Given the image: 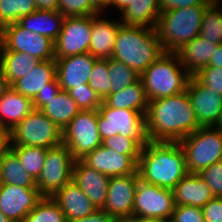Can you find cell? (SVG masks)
<instances>
[{"instance_id": "cell-1", "label": "cell", "mask_w": 222, "mask_h": 222, "mask_svg": "<svg viewBox=\"0 0 222 222\" xmlns=\"http://www.w3.org/2000/svg\"><path fill=\"white\" fill-rule=\"evenodd\" d=\"M147 140L180 142L201 126L187 91L151 100L145 114Z\"/></svg>"}, {"instance_id": "cell-2", "label": "cell", "mask_w": 222, "mask_h": 222, "mask_svg": "<svg viewBox=\"0 0 222 222\" xmlns=\"http://www.w3.org/2000/svg\"><path fill=\"white\" fill-rule=\"evenodd\" d=\"M137 171L143 181L173 190L188 173L184 150L179 142L148 140L141 149Z\"/></svg>"}, {"instance_id": "cell-3", "label": "cell", "mask_w": 222, "mask_h": 222, "mask_svg": "<svg viewBox=\"0 0 222 222\" xmlns=\"http://www.w3.org/2000/svg\"><path fill=\"white\" fill-rule=\"evenodd\" d=\"M163 52L156 28L121 25L112 58L141 75Z\"/></svg>"}, {"instance_id": "cell-4", "label": "cell", "mask_w": 222, "mask_h": 222, "mask_svg": "<svg viewBox=\"0 0 222 222\" xmlns=\"http://www.w3.org/2000/svg\"><path fill=\"white\" fill-rule=\"evenodd\" d=\"M191 74L176 53L163 52L141 75L148 101L186 91Z\"/></svg>"}, {"instance_id": "cell-5", "label": "cell", "mask_w": 222, "mask_h": 222, "mask_svg": "<svg viewBox=\"0 0 222 222\" xmlns=\"http://www.w3.org/2000/svg\"><path fill=\"white\" fill-rule=\"evenodd\" d=\"M207 6L195 5L160 13L156 30L164 52L175 53L200 35L202 15Z\"/></svg>"}, {"instance_id": "cell-6", "label": "cell", "mask_w": 222, "mask_h": 222, "mask_svg": "<svg viewBox=\"0 0 222 222\" xmlns=\"http://www.w3.org/2000/svg\"><path fill=\"white\" fill-rule=\"evenodd\" d=\"M179 144L185 153L188 173L199 174L221 160L222 133L213 126L200 127L182 139Z\"/></svg>"}, {"instance_id": "cell-7", "label": "cell", "mask_w": 222, "mask_h": 222, "mask_svg": "<svg viewBox=\"0 0 222 222\" xmlns=\"http://www.w3.org/2000/svg\"><path fill=\"white\" fill-rule=\"evenodd\" d=\"M61 144L62 130L38 109H33L11 131V146L49 149Z\"/></svg>"}, {"instance_id": "cell-8", "label": "cell", "mask_w": 222, "mask_h": 222, "mask_svg": "<svg viewBox=\"0 0 222 222\" xmlns=\"http://www.w3.org/2000/svg\"><path fill=\"white\" fill-rule=\"evenodd\" d=\"M145 114L130 109H117L104 103L98 109L97 127L101 140L116 134L133 137L142 147L147 143Z\"/></svg>"}, {"instance_id": "cell-9", "label": "cell", "mask_w": 222, "mask_h": 222, "mask_svg": "<svg viewBox=\"0 0 222 222\" xmlns=\"http://www.w3.org/2000/svg\"><path fill=\"white\" fill-rule=\"evenodd\" d=\"M174 193L138 179L134 215L147 222H169L174 211Z\"/></svg>"}, {"instance_id": "cell-10", "label": "cell", "mask_w": 222, "mask_h": 222, "mask_svg": "<svg viewBox=\"0 0 222 222\" xmlns=\"http://www.w3.org/2000/svg\"><path fill=\"white\" fill-rule=\"evenodd\" d=\"M97 123L98 110H84L62 130V144L67 146L75 160L102 145Z\"/></svg>"}, {"instance_id": "cell-11", "label": "cell", "mask_w": 222, "mask_h": 222, "mask_svg": "<svg viewBox=\"0 0 222 222\" xmlns=\"http://www.w3.org/2000/svg\"><path fill=\"white\" fill-rule=\"evenodd\" d=\"M75 159L66 145L47 149L44 166L36 187L43 197H52L58 190L72 180V167Z\"/></svg>"}, {"instance_id": "cell-12", "label": "cell", "mask_w": 222, "mask_h": 222, "mask_svg": "<svg viewBox=\"0 0 222 222\" xmlns=\"http://www.w3.org/2000/svg\"><path fill=\"white\" fill-rule=\"evenodd\" d=\"M0 51H18L40 61L55 59L54 42L20 26L17 22L0 29Z\"/></svg>"}, {"instance_id": "cell-13", "label": "cell", "mask_w": 222, "mask_h": 222, "mask_svg": "<svg viewBox=\"0 0 222 222\" xmlns=\"http://www.w3.org/2000/svg\"><path fill=\"white\" fill-rule=\"evenodd\" d=\"M92 32V15L65 17L57 40L54 42L55 60L88 53Z\"/></svg>"}, {"instance_id": "cell-14", "label": "cell", "mask_w": 222, "mask_h": 222, "mask_svg": "<svg viewBox=\"0 0 222 222\" xmlns=\"http://www.w3.org/2000/svg\"><path fill=\"white\" fill-rule=\"evenodd\" d=\"M43 198L37 187L0 185V212L11 222H24L25 217Z\"/></svg>"}, {"instance_id": "cell-15", "label": "cell", "mask_w": 222, "mask_h": 222, "mask_svg": "<svg viewBox=\"0 0 222 222\" xmlns=\"http://www.w3.org/2000/svg\"><path fill=\"white\" fill-rule=\"evenodd\" d=\"M139 178L138 171L134 174L110 177L102 210L113 219L134 215V195Z\"/></svg>"}, {"instance_id": "cell-16", "label": "cell", "mask_w": 222, "mask_h": 222, "mask_svg": "<svg viewBox=\"0 0 222 222\" xmlns=\"http://www.w3.org/2000/svg\"><path fill=\"white\" fill-rule=\"evenodd\" d=\"M140 155H122L100 145L80 159L85 165L109 178L137 172Z\"/></svg>"}, {"instance_id": "cell-17", "label": "cell", "mask_w": 222, "mask_h": 222, "mask_svg": "<svg viewBox=\"0 0 222 222\" xmlns=\"http://www.w3.org/2000/svg\"><path fill=\"white\" fill-rule=\"evenodd\" d=\"M186 91L199 125L213 126L222 112V95L201 84L193 75L189 79Z\"/></svg>"}, {"instance_id": "cell-18", "label": "cell", "mask_w": 222, "mask_h": 222, "mask_svg": "<svg viewBox=\"0 0 222 222\" xmlns=\"http://www.w3.org/2000/svg\"><path fill=\"white\" fill-rule=\"evenodd\" d=\"M96 60L89 52L57 59L56 78L61 90L68 91L89 84Z\"/></svg>"}, {"instance_id": "cell-19", "label": "cell", "mask_w": 222, "mask_h": 222, "mask_svg": "<svg viewBox=\"0 0 222 222\" xmlns=\"http://www.w3.org/2000/svg\"><path fill=\"white\" fill-rule=\"evenodd\" d=\"M109 180L110 178L104 173L88 167L81 160H75L72 167V181L97 209H102L105 204Z\"/></svg>"}, {"instance_id": "cell-20", "label": "cell", "mask_w": 222, "mask_h": 222, "mask_svg": "<svg viewBox=\"0 0 222 222\" xmlns=\"http://www.w3.org/2000/svg\"><path fill=\"white\" fill-rule=\"evenodd\" d=\"M121 25L120 19L106 18L104 13L92 15L89 53L97 59L112 58L115 40Z\"/></svg>"}, {"instance_id": "cell-21", "label": "cell", "mask_w": 222, "mask_h": 222, "mask_svg": "<svg viewBox=\"0 0 222 222\" xmlns=\"http://www.w3.org/2000/svg\"><path fill=\"white\" fill-rule=\"evenodd\" d=\"M51 198L65 214L67 222L84 218L97 210L87 195L72 180L58 190Z\"/></svg>"}, {"instance_id": "cell-22", "label": "cell", "mask_w": 222, "mask_h": 222, "mask_svg": "<svg viewBox=\"0 0 222 222\" xmlns=\"http://www.w3.org/2000/svg\"><path fill=\"white\" fill-rule=\"evenodd\" d=\"M175 206L203 207L215 196L198 174L187 173L173 189Z\"/></svg>"}, {"instance_id": "cell-23", "label": "cell", "mask_w": 222, "mask_h": 222, "mask_svg": "<svg viewBox=\"0 0 222 222\" xmlns=\"http://www.w3.org/2000/svg\"><path fill=\"white\" fill-rule=\"evenodd\" d=\"M56 77V60L40 61L35 69L15 81L11 87L25 97L33 100L39 91L50 87V82Z\"/></svg>"}, {"instance_id": "cell-24", "label": "cell", "mask_w": 222, "mask_h": 222, "mask_svg": "<svg viewBox=\"0 0 222 222\" xmlns=\"http://www.w3.org/2000/svg\"><path fill=\"white\" fill-rule=\"evenodd\" d=\"M32 110V100L10 86L0 99V127L12 131Z\"/></svg>"}, {"instance_id": "cell-25", "label": "cell", "mask_w": 222, "mask_h": 222, "mask_svg": "<svg viewBox=\"0 0 222 222\" xmlns=\"http://www.w3.org/2000/svg\"><path fill=\"white\" fill-rule=\"evenodd\" d=\"M217 47L218 44L197 36L175 53L178 55L181 65L191 75H194L199 69L208 66Z\"/></svg>"}, {"instance_id": "cell-26", "label": "cell", "mask_w": 222, "mask_h": 222, "mask_svg": "<svg viewBox=\"0 0 222 222\" xmlns=\"http://www.w3.org/2000/svg\"><path fill=\"white\" fill-rule=\"evenodd\" d=\"M65 16L59 11L36 10L18 20V24L28 31L40 34L55 42L60 34Z\"/></svg>"}, {"instance_id": "cell-27", "label": "cell", "mask_w": 222, "mask_h": 222, "mask_svg": "<svg viewBox=\"0 0 222 222\" xmlns=\"http://www.w3.org/2000/svg\"><path fill=\"white\" fill-rule=\"evenodd\" d=\"M160 13V0H132L119 19L122 25L156 28Z\"/></svg>"}, {"instance_id": "cell-28", "label": "cell", "mask_w": 222, "mask_h": 222, "mask_svg": "<svg viewBox=\"0 0 222 222\" xmlns=\"http://www.w3.org/2000/svg\"><path fill=\"white\" fill-rule=\"evenodd\" d=\"M148 102L141 79L121 91L109 94L103 100V103L108 107L130 109L140 113H146Z\"/></svg>"}, {"instance_id": "cell-29", "label": "cell", "mask_w": 222, "mask_h": 222, "mask_svg": "<svg viewBox=\"0 0 222 222\" xmlns=\"http://www.w3.org/2000/svg\"><path fill=\"white\" fill-rule=\"evenodd\" d=\"M40 62L35 56L18 51H0V68L9 86L35 69Z\"/></svg>"}, {"instance_id": "cell-30", "label": "cell", "mask_w": 222, "mask_h": 222, "mask_svg": "<svg viewBox=\"0 0 222 222\" xmlns=\"http://www.w3.org/2000/svg\"><path fill=\"white\" fill-rule=\"evenodd\" d=\"M40 110L61 130L81 111L74 99L64 90H60Z\"/></svg>"}, {"instance_id": "cell-31", "label": "cell", "mask_w": 222, "mask_h": 222, "mask_svg": "<svg viewBox=\"0 0 222 222\" xmlns=\"http://www.w3.org/2000/svg\"><path fill=\"white\" fill-rule=\"evenodd\" d=\"M2 184H11L21 187L34 188L36 180L20 163L17 154L10 148L1 158Z\"/></svg>"}, {"instance_id": "cell-32", "label": "cell", "mask_w": 222, "mask_h": 222, "mask_svg": "<svg viewBox=\"0 0 222 222\" xmlns=\"http://www.w3.org/2000/svg\"><path fill=\"white\" fill-rule=\"evenodd\" d=\"M199 36L218 45L222 44V0H213L205 8Z\"/></svg>"}, {"instance_id": "cell-33", "label": "cell", "mask_w": 222, "mask_h": 222, "mask_svg": "<svg viewBox=\"0 0 222 222\" xmlns=\"http://www.w3.org/2000/svg\"><path fill=\"white\" fill-rule=\"evenodd\" d=\"M108 69L110 94L121 91L140 79L139 73L114 58L108 59Z\"/></svg>"}, {"instance_id": "cell-34", "label": "cell", "mask_w": 222, "mask_h": 222, "mask_svg": "<svg viewBox=\"0 0 222 222\" xmlns=\"http://www.w3.org/2000/svg\"><path fill=\"white\" fill-rule=\"evenodd\" d=\"M11 149L17 154L25 171L37 180L44 166L47 149L33 146H11Z\"/></svg>"}, {"instance_id": "cell-35", "label": "cell", "mask_w": 222, "mask_h": 222, "mask_svg": "<svg viewBox=\"0 0 222 222\" xmlns=\"http://www.w3.org/2000/svg\"><path fill=\"white\" fill-rule=\"evenodd\" d=\"M36 10L35 0H0V29Z\"/></svg>"}, {"instance_id": "cell-36", "label": "cell", "mask_w": 222, "mask_h": 222, "mask_svg": "<svg viewBox=\"0 0 222 222\" xmlns=\"http://www.w3.org/2000/svg\"><path fill=\"white\" fill-rule=\"evenodd\" d=\"M24 222H67L65 214L51 197H43Z\"/></svg>"}, {"instance_id": "cell-37", "label": "cell", "mask_w": 222, "mask_h": 222, "mask_svg": "<svg viewBox=\"0 0 222 222\" xmlns=\"http://www.w3.org/2000/svg\"><path fill=\"white\" fill-rule=\"evenodd\" d=\"M108 59H97L92 67L89 86L102 100L110 94Z\"/></svg>"}, {"instance_id": "cell-38", "label": "cell", "mask_w": 222, "mask_h": 222, "mask_svg": "<svg viewBox=\"0 0 222 222\" xmlns=\"http://www.w3.org/2000/svg\"><path fill=\"white\" fill-rule=\"evenodd\" d=\"M67 92L77 103L81 111L98 110L103 103V100L91 89L89 84H83V86L72 88Z\"/></svg>"}, {"instance_id": "cell-39", "label": "cell", "mask_w": 222, "mask_h": 222, "mask_svg": "<svg viewBox=\"0 0 222 222\" xmlns=\"http://www.w3.org/2000/svg\"><path fill=\"white\" fill-rule=\"evenodd\" d=\"M102 145L122 155H140L142 146L133 138L116 134L102 140Z\"/></svg>"}, {"instance_id": "cell-40", "label": "cell", "mask_w": 222, "mask_h": 222, "mask_svg": "<svg viewBox=\"0 0 222 222\" xmlns=\"http://www.w3.org/2000/svg\"><path fill=\"white\" fill-rule=\"evenodd\" d=\"M59 11L65 17H79L99 14L90 0H59Z\"/></svg>"}, {"instance_id": "cell-41", "label": "cell", "mask_w": 222, "mask_h": 222, "mask_svg": "<svg viewBox=\"0 0 222 222\" xmlns=\"http://www.w3.org/2000/svg\"><path fill=\"white\" fill-rule=\"evenodd\" d=\"M201 84L222 95V68L205 66L193 75Z\"/></svg>"}, {"instance_id": "cell-42", "label": "cell", "mask_w": 222, "mask_h": 222, "mask_svg": "<svg viewBox=\"0 0 222 222\" xmlns=\"http://www.w3.org/2000/svg\"><path fill=\"white\" fill-rule=\"evenodd\" d=\"M200 178L204 180L210 187L211 192L215 197H222V161L208 166L199 174Z\"/></svg>"}, {"instance_id": "cell-43", "label": "cell", "mask_w": 222, "mask_h": 222, "mask_svg": "<svg viewBox=\"0 0 222 222\" xmlns=\"http://www.w3.org/2000/svg\"><path fill=\"white\" fill-rule=\"evenodd\" d=\"M169 222H205L201 207L178 205Z\"/></svg>"}, {"instance_id": "cell-44", "label": "cell", "mask_w": 222, "mask_h": 222, "mask_svg": "<svg viewBox=\"0 0 222 222\" xmlns=\"http://www.w3.org/2000/svg\"><path fill=\"white\" fill-rule=\"evenodd\" d=\"M60 90L61 88L58 84V80L55 77L50 82V87H46L42 91H39L36 97L32 100L33 109L40 110L44 105L48 104V100L54 98Z\"/></svg>"}, {"instance_id": "cell-45", "label": "cell", "mask_w": 222, "mask_h": 222, "mask_svg": "<svg viewBox=\"0 0 222 222\" xmlns=\"http://www.w3.org/2000/svg\"><path fill=\"white\" fill-rule=\"evenodd\" d=\"M205 222H222V197H214L202 207Z\"/></svg>"}, {"instance_id": "cell-46", "label": "cell", "mask_w": 222, "mask_h": 222, "mask_svg": "<svg viewBox=\"0 0 222 222\" xmlns=\"http://www.w3.org/2000/svg\"><path fill=\"white\" fill-rule=\"evenodd\" d=\"M213 0H160L161 12L195 5H209Z\"/></svg>"}, {"instance_id": "cell-47", "label": "cell", "mask_w": 222, "mask_h": 222, "mask_svg": "<svg viewBox=\"0 0 222 222\" xmlns=\"http://www.w3.org/2000/svg\"><path fill=\"white\" fill-rule=\"evenodd\" d=\"M113 220L105 210L97 209L94 213L84 218H78L68 222H113Z\"/></svg>"}, {"instance_id": "cell-48", "label": "cell", "mask_w": 222, "mask_h": 222, "mask_svg": "<svg viewBox=\"0 0 222 222\" xmlns=\"http://www.w3.org/2000/svg\"><path fill=\"white\" fill-rule=\"evenodd\" d=\"M11 148V131L0 127V158Z\"/></svg>"}, {"instance_id": "cell-49", "label": "cell", "mask_w": 222, "mask_h": 222, "mask_svg": "<svg viewBox=\"0 0 222 222\" xmlns=\"http://www.w3.org/2000/svg\"><path fill=\"white\" fill-rule=\"evenodd\" d=\"M37 10L57 11L59 10V0H35Z\"/></svg>"}, {"instance_id": "cell-50", "label": "cell", "mask_w": 222, "mask_h": 222, "mask_svg": "<svg viewBox=\"0 0 222 222\" xmlns=\"http://www.w3.org/2000/svg\"><path fill=\"white\" fill-rule=\"evenodd\" d=\"M208 66L222 68V44H219L218 47L215 48L214 55L211 57Z\"/></svg>"}, {"instance_id": "cell-51", "label": "cell", "mask_w": 222, "mask_h": 222, "mask_svg": "<svg viewBox=\"0 0 222 222\" xmlns=\"http://www.w3.org/2000/svg\"><path fill=\"white\" fill-rule=\"evenodd\" d=\"M132 0H110L108 4V8L115 7V10L118 9L119 12H123L130 4Z\"/></svg>"}, {"instance_id": "cell-52", "label": "cell", "mask_w": 222, "mask_h": 222, "mask_svg": "<svg viewBox=\"0 0 222 222\" xmlns=\"http://www.w3.org/2000/svg\"><path fill=\"white\" fill-rule=\"evenodd\" d=\"M91 5L99 12L103 13L108 9V4L110 0H90Z\"/></svg>"}, {"instance_id": "cell-53", "label": "cell", "mask_w": 222, "mask_h": 222, "mask_svg": "<svg viewBox=\"0 0 222 222\" xmlns=\"http://www.w3.org/2000/svg\"><path fill=\"white\" fill-rule=\"evenodd\" d=\"M113 222H147V221L140 219L138 216L131 215V216L114 218Z\"/></svg>"}, {"instance_id": "cell-54", "label": "cell", "mask_w": 222, "mask_h": 222, "mask_svg": "<svg viewBox=\"0 0 222 222\" xmlns=\"http://www.w3.org/2000/svg\"><path fill=\"white\" fill-rule=\"evenodd\" d=\"M10 86L7 83L6 78L3 75V72L0 68V99L4 95L5 91L9 88Z\"/></svg>"}, {"instance_id": "cell-55", "label": "cell", "mask_w": 222, "mask_h": 222, "mask_svg": "<svg viewBox=\"0 0 222 222\" xmlns=\"http://www.w3.org/2000/svg\"><path fill=\"white\" fill-rule=\"evenodd\" d=\"M213 127L222 133V112L220 114V117L216 121V123L213 125Z\"/></svg>"}, {"instance_id": "cell-56", "label": "cell", "mask_w": 222, "mask_h": 222, "mask_svg": "<svg viewBox=\"0 0 222 222\" xmlns=\"http://www.w3.org/2000/svg\"><path fill=\"white\" fill-rule=\"evenodd\" d=\"M0 222H11V221L0 212Z\"/></svg>"}, {"instance_id": "cell-57", "label": "cell", "mask_w": 222, "mask_h": 222, "mask_svg": "<svg viewBox=\"0 0 222 222\" xmlns=\"http://www.w3.org/2000/svg\"><path fill=\"white\" fill-rule=\"evenodd\" d=\"M2 172H3V169H2V163H1V158H0V185L2 184Z\"/></svg>"}]
</instances>
